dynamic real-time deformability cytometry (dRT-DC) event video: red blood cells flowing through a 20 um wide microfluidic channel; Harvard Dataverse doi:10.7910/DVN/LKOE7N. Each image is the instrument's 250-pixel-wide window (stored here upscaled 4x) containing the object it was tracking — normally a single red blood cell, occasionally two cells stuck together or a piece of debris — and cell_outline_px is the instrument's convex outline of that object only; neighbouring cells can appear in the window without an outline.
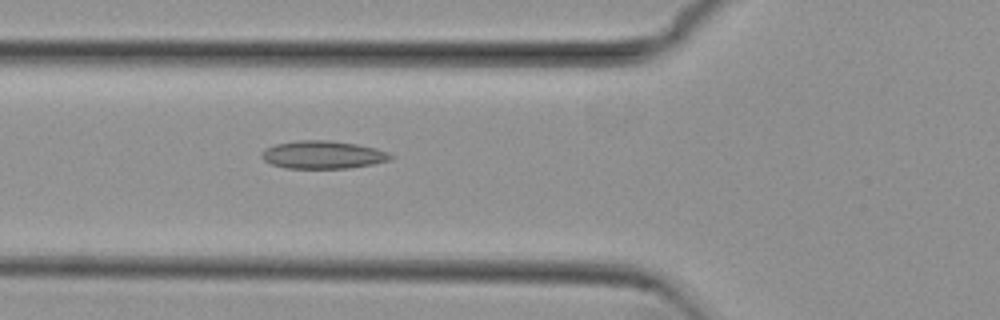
{"species": "common noctule bat (a hibernating species)", "species_latin": "Nyctalus noctula", "temperature_condition": "cold", "stored_images_in_passage": 53, "camera_frame_rate_fps": 3000, "um_per_image_px": 0.085, "animal": {"sex": "female", "body_mass_g": 29.2, "forearm_length_mm": 56.3}, "frame": {"image": 1, "passage_image": 19, "time_ms": 6.0, "image_size_px": [1000, 320], "cell_outline_px": [[396, 156], [392, 160], [372, 164], [348, 168], [288, 168], [272, 164], [264, 160], [260, 156], [260, 152], [276, 144], [300, 140], [328, 140], [356, 144], [376, 148], [388, 152]], "centroid_in_image_um": [27.49, 13.15], "position_along_channel_um": 98.3, "area_um2": 20.92}}
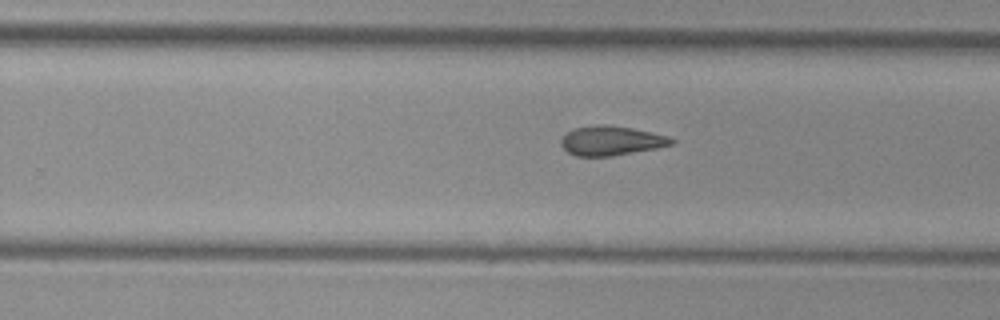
{"frame": {"image": 2, "passage_image": 33, "time_ms": 10.667, "image_size_px": [1000, 320], "cell_outline_px": [[676, 144], [656, 148], [612, 156], [576, 156], [568, 152], [560, 144], [560, 140], [572, 128], [596, 124], [604, 124], [632, 128], [668, 136], [676, 140]], "centroid_in_image_um": [51.96, 11.95], "position_along_channel_um": 277.8, "area_um2": 19.02}}
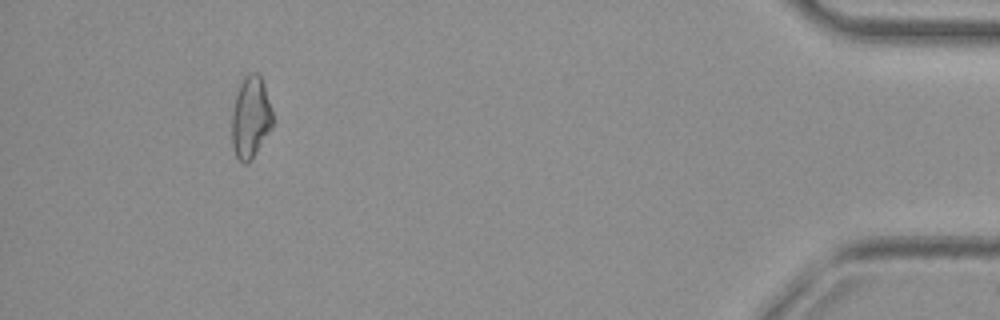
{"frame": {"image": 3, "passage_image": 49, "time_ms": 16.0, "image_size_px": [1000, 320], "cell_outline_px": [[272, 128], [252, 160], [248, 164], [244, 164], [236, 156], [232, 144], [232, 108], [236, 92], [244, 76], [248, 72], [256, 72], [260, 76], [264, 84], [272, 112]], "centroid_in_image_um": [21.29, 9.98], "position_along_channel_um": 413.9, "area_um2": 19.65}, "authors_computed_cell_mechanics": {"area_um2": 19.8254, "velocity_mm_per_s": 3.8392, "shape_relaxation_time_tau1_ms": null, "shape_relaxation_time_tau2_ms": 3.7808, "deformation_change_tau1": null, "deformation_change_tau2": 0.1218}}